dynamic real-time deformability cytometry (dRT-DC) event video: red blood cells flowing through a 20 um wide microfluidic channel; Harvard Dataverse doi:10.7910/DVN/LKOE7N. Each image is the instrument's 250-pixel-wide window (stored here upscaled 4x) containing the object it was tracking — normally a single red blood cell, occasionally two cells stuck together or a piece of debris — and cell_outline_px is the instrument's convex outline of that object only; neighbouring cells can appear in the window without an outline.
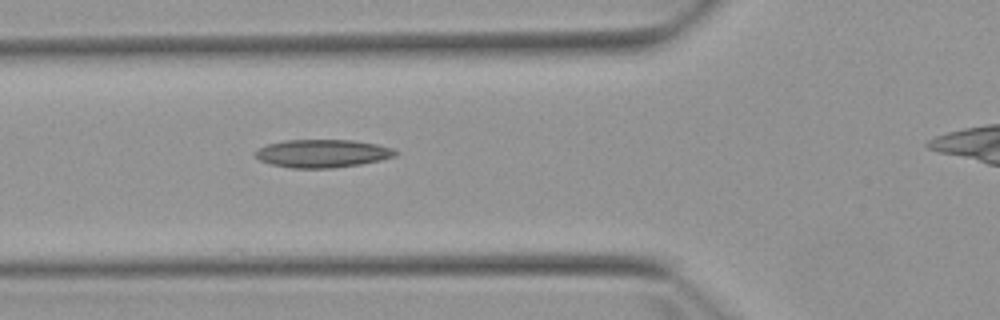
{"species": "Egyptian fruit bat (a non-hibernating species)", "species_latin": "Rousettus aegyptiacus", "temperature_condition": "warm", "stored_images_in_passage": 4, "camera_frame_rate_fps": 3000, "um_per_image_px": 0.085, "animal": {"sex": "female"}, "frame": {"image": 1, "passage_image": 4, "time_ms": 3.333, "image_size_px": [1000, 320], "cell_outline_px": [[400, 152], [396, 156], [380, 160], [360, 164], [332, 168], [292, 168], [272, 164], [260, 160], [252, 156], [252, 152], [268, 144], [284, 140], [352, 140], [376, 144], [392, 148]], "centroid_in_image_um": [27.39, 13.04], "position_along_channel_um": 98.4, "area_um2": 22.95}}